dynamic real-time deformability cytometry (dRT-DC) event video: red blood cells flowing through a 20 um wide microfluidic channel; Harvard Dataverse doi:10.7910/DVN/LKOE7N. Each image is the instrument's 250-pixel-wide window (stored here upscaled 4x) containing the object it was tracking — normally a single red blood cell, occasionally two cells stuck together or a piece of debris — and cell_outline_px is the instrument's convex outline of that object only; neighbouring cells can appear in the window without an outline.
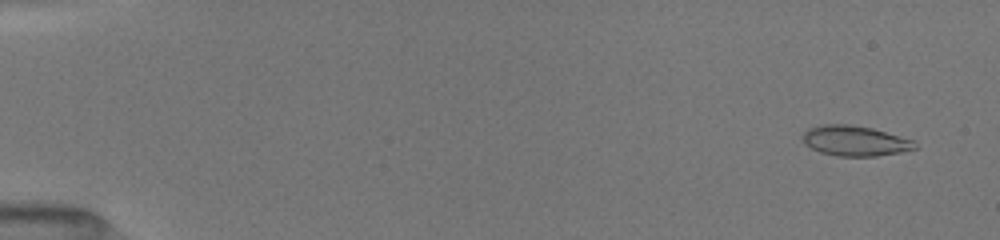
{"species": "common noctule bat (a hibernating species)", "species_latin": "Nyctalus noctula", "temperature_condition": "room temperature", "stored_images_in_passage": 52, "camera_frame_rate_fps": 3000, "um_per_image_px": 0.085, "animal": {"sex": "female", "body_mass_g": 19.5, "forearm_length_mm": 54.1}, "frame": {"image": 1, "passage_image": 3, "time_ms": 0.667, "image_size_px": [1000, 240], "cell_outline_px": [[916, 148], [900, 152], [876, 156], [836, 156], [820, 152], [804, 144], [804, 132], [808, 128], [824, 124], [852, 124], [872, 128], [916, 140]], "centroid_in_image_um": [72.69, 11.96], "position_along_channel_um": 12.3, "area_um2": 19.83}}
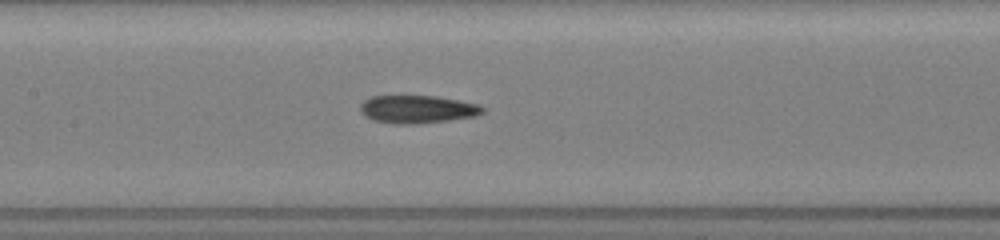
{"frame": {"image": 2, "passage_image": 26, "time_ms": 8.333, "image_size_px": [1000, 240], "cell_outline_px": [[484, 112], [476, 116], [448, 120], [416, 124], [396, 124], [372, 120], [364, 116], [360, 112], [360, 104], [364, 100], [372, 96], [436, 96], [480, 104], [484, 108]], "centroid_in_image_um": [35.46, 9.29], "position_along_channel_um": 171.9, "area_um2": 20.0}}
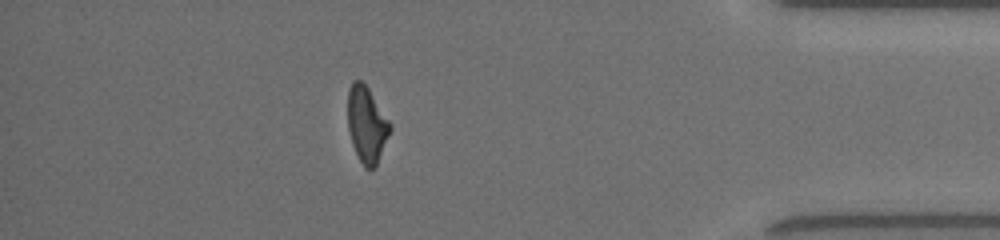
{"frame": {"image": 3, "passage_image": 46, "time_ms": 15.0, "image_size_px": [1000, 240], "cell_outline_px": [[392, 128], [376, 164], [372, 168], [364, 168], [352, 144], [348, 128], [348, 88], [352, 80], [360, 80], [368, 88], [392, 124]], "centroid_in_image_um": [31.16, 10.55], "position_along_channel_um": 404.0, "area_um2": 18.55}, "authors_computed_cell_mechanics": {"area_um2": 19.5942, "velocity_mm_per_s": 4.0207, "shape_relaxation_time_tau1_ms": null, "shape_relaxation_time_tau2_ms": 4.055, "deformation_change_tau1": null, "deformation_change_tau2": 0.129}}